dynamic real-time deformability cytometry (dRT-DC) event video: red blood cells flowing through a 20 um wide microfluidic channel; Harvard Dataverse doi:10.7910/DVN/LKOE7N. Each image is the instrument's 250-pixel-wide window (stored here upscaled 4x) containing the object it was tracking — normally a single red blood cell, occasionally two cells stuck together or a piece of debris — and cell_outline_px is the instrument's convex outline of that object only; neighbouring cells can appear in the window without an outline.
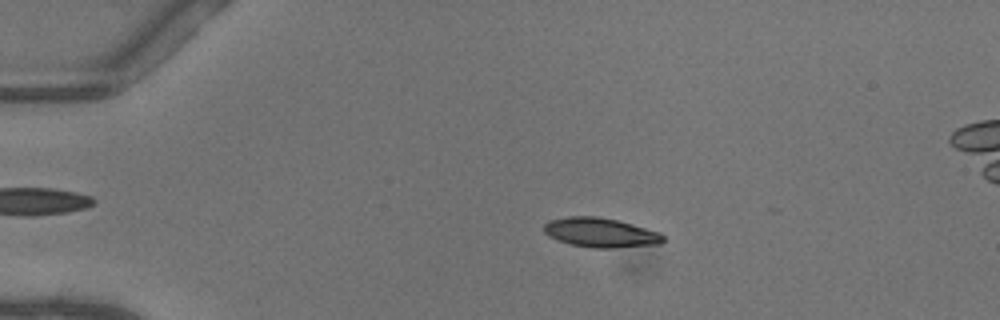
{"species": "common noctule bat (a hibernating species)", "species_latin": "Nyctalus noctula", "temperature_condition": "warm", "stored_images_in_passage": 47, "camera_frame_rate_fps": 3000, "um_per_image_px": 0.085, "animal": {"sex": "female"}, "frame": {"image": 1, "passage_image": 7, "time_ms": 2.0, "image_size_px": [1000, 320], "cell_outline_px": [[664, 240], [660, 244], [616, 248], [592, 248], [572, 244], [556, 240], [548, 236], [544, 232], [544, 224], [548, 220], [568, 216], [596, 216], [616, 220], [632, 224], [660, 232], [664, 236]], "centroid_in_image_um": [51.03, 19.77], "position_along_channel_um": 34.0, "area_um2": 20.58}}
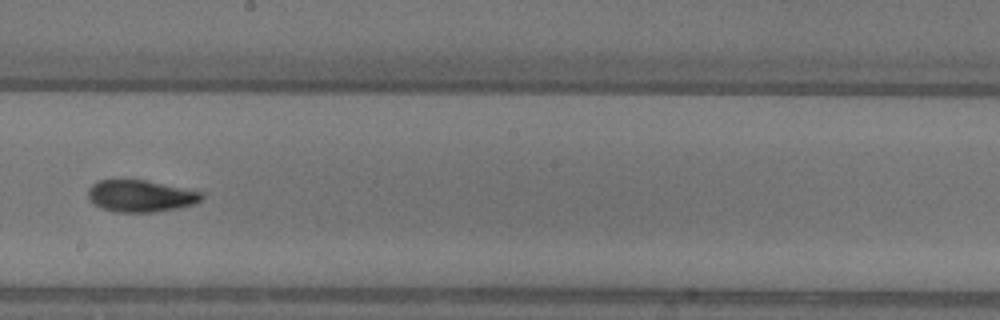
{"frame": {"image": 2, "passage_image": 26, "time_ms": 8.333, "image_size_px": [1000, 320], "cell_outline_px": [[204, 196], [200, 200], [192, 204], [176, 208], [156, 212], [116, 212], [100, 208], [88, 196], [88, 188], [96, 180], [144, 180], [204, 192]], "centroid_in_image_um": [11.94, 16.65], "position_along_channel_um": 236.3, "area_um2": 20.92}}
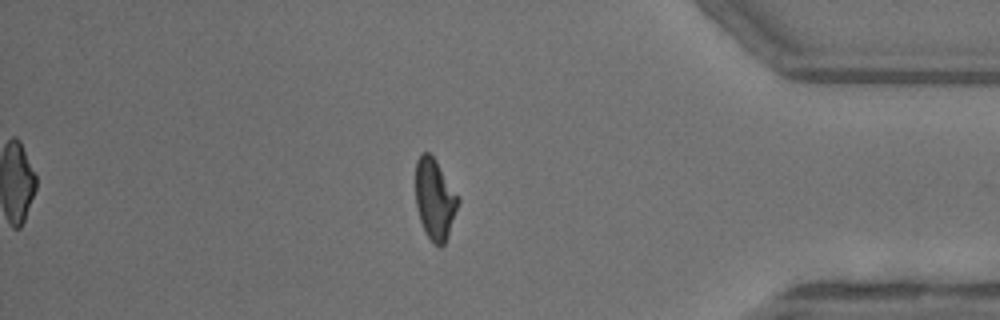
{"frame": {"image": 3, "passage_image": 40, "time_ms": 13.0, "image_size_px": [1000, 320], "cell_outline_px": [[460, 200], [448, 236], [444, 244], [440, 248], [432, 244], [420, 220], [416, 208], [416, 160], [420, 152], [428, 152], [436, 160]], "centroid_in_image_um": [36.94, 16.94], "position_along_channel_um": 398.3, "area_um2": 19.94}, "authors_computed_cell_mechanics": {"area_um2": 20.5768, "velocity_mm_per_s": 4.0957, "shape_relaxation_time_tau1_ms": 5.6226, "shape_relaxation_time_tau2_ms": 1.976, "deformation_change_tau1": 0.1941, "deformation_change_tau2": 0.0803}}